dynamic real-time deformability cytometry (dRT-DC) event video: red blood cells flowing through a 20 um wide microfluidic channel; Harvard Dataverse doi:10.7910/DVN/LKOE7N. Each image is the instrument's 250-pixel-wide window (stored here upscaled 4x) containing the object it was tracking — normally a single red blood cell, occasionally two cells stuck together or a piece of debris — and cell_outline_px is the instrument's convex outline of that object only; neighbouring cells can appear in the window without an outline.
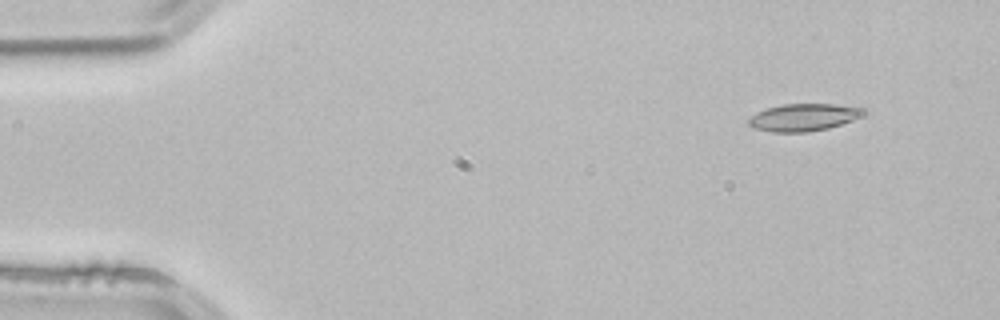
{"species": "common noctule bat (a hibernating species)", "species_latin": "Nyctalus noctula", "temperature_condition": "room temperature", "stored_images_in_passage": 3, "camera_frame_rate_fps": 3000, "um_per_image_px": 0.085, "animal": {"sex": "male", "body_mass_g": 21.5, "forearm_length_mm": 52.0}, "frame": {"image": 1, "passage_image": 1, "time_ms": 0.0, "image_size_px": [1000, 320], "cell_outline_px": [[868, 112], [852, 120], [828, 128], [808, 132], [772, 132], [752, 128], [748, 124], [748, 120], [756, 112], [780, 104], [832, 104], [868, 108]], "centroid_in_image_um": [68.31, 9.97], "position_along_channel_um": 16.7, "area_um2": 18.38}}